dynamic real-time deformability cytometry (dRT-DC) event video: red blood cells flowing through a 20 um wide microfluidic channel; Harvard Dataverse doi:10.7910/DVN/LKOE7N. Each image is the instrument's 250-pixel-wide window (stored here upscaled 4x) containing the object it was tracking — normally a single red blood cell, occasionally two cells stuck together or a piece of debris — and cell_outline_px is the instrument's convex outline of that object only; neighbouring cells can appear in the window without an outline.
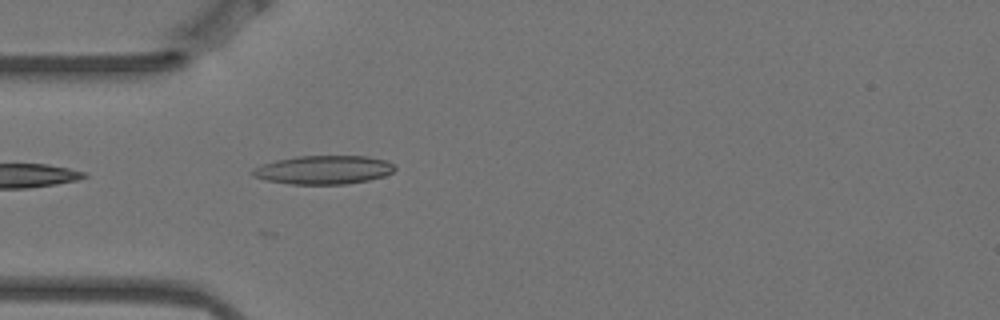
{"species": "Egyptian fruit bat (a non-hibernating species)", "species_latin": "Rousettus aegyptiacus", "temperature_condition": "warm", "stored_images_in_passage": 3, "camera_frame_rate_fps": 3000, "um_per_image_px": 0.085, "animal": {"sex": "female"}, "frame": {"image": 1, "passage_image": 3, "time_ms": 0.667, "image_size_px": [1000, 320], "cell_outline_px": [[396, 168], [392, 172], [384, 176], [368, 180], [344, 184], [292, 184], [264, 180], [252, 176], [248, 172], [264, 164], [276, 160], [296, 156], [368, 156], [388, 160]], "centroid_in_image_um": [27.5, 14.43], "position_along_channel_um": 57.5, "area_um2": 23.76}}